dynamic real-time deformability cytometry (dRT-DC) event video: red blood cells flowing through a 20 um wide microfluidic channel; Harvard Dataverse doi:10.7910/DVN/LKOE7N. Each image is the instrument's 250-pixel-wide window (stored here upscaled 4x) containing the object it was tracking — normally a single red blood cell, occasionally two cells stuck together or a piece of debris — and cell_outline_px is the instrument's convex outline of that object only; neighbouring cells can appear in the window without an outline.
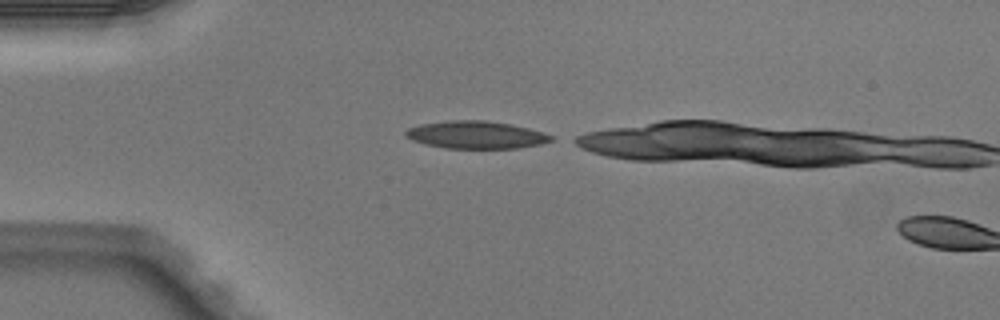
{"species": "Egyptian fruit bat (a non-hibernating species)", "species_latin": "Rousettus aegyptiacus", "temperature_condition": "warm", "stored_images_in_passage": 2, "camera_frame_rate_fps": 3000, "um_per_image_px": 0.085, "animal": {"sex": "male"}, "frame": {"image": 1, "passage_image": 1, "time_ms": 0.0, "image_size_px": [1000, 320], "cell_outline_px": [[556, 140], [540, 144], [520, 148], [444, 148], [412, 140], [404, 136], [404, 132], [408, 128], [420, 124], [448, 120], [484, 120], [512, 124], [528, 128], [556, 136]], "centroid_in_image_um": [40.5, 11.46], "position_along_channel_um": 44.5, "area_um2": 23.52}}